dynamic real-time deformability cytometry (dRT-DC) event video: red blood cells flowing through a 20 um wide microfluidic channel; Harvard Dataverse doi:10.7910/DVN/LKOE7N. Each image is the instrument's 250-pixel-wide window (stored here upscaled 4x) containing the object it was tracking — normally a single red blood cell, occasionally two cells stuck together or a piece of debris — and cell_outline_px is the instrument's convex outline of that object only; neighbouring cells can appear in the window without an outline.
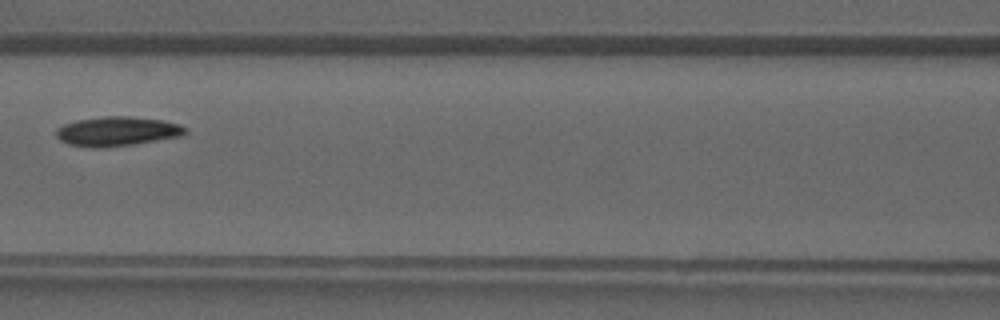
{"species": "common noctule bat (a hibernating species)", "species_latin": "Nyctalus noctula", "temperature_condition": "warm", "stored_images_in_passage": 25, "camera_frame_rate_fps": 3000, "um_per_image_px": 0.085, "animal": {"sex": "male", "forearm_length_mm": 52.5}, "frame": {"image": 1, "passage_image": 7, "time_ms": 2.0, "image_size_px": [1000, 320], "cell_outline_px": [[188, 132], [180, 136], [132, 144], [100, 148], [92, 148], [68, 144], [60, 140], [56, 136], [56, 128], [64, 124], [76, 120], [104, 116], [128, 116], [164, 120], [180, 124], [188, 128]], "centroid_in_image_um": [9.95, 11.15], "position_along_channel_um": 156.6, "area_um2": 22.2}}
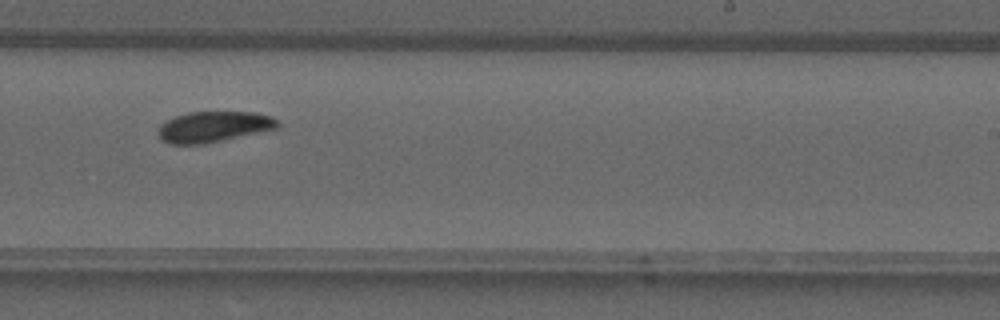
{"frame": {"image": 2, "passage_image": 14, "time_ms": 4.333, "image_size_px": [1000, 320], "cell_outline_px": [[280, 124], [276, 128], [224, 140], [204, 144], [168, 144], [156, 132], [160, 124], [176, 116], [188, 112], [256, 112], [272, 116]], "centroid_in_image_um": [18.14, 10.77], "position_along_channel_um": 270.9, "area_um2": 21.33}}
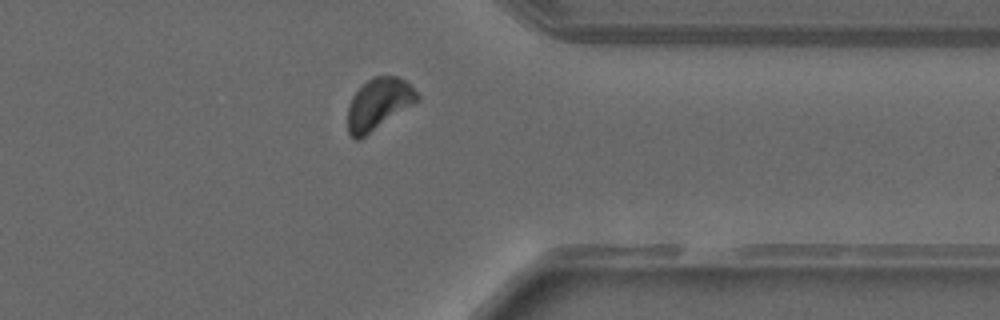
{"frame": {"image": 3, "passage_image": 21, "time_ms": 6.667, "image_size_px": [1000, 320], "cell_outline_px": [[420, 100], [364, 136], [356, 140], [348, 132], [348, 104], [352, 96], [368, 80], [376, 76], [400, 76], [420, 96]], "centroid_in_image_um": [32.18, 8.82], "position_along_channel_um": 379.2, "area_um2": 20.4}}